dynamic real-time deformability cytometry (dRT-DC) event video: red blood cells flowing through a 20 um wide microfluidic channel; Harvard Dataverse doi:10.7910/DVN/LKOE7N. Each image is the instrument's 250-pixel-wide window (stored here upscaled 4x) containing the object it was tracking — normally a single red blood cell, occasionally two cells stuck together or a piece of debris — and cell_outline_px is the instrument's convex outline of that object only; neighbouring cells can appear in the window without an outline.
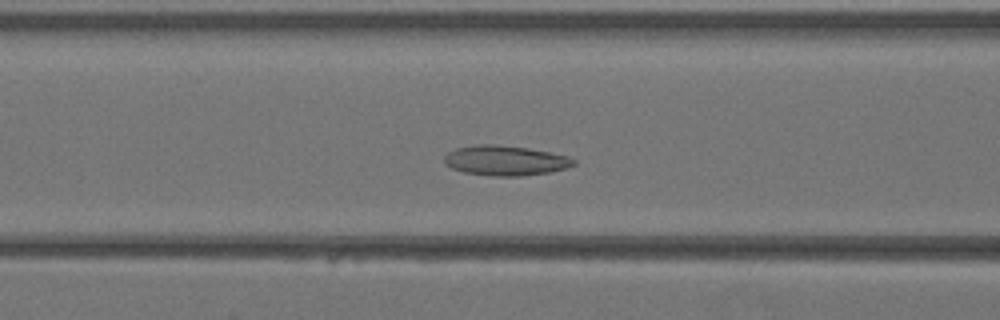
{"species": "Egyptian fruit bat (a non-hibernating species)", "species_latin": "Rousettus aegyptiacus", "temperature_condition": "warm", "stored_images_in_passage": 39, "camera_frame_rate_fps": 3000, "um_per_image_px": 0.085, "animal": {"sex": "female"}, "frame": {"image": 1, "passage_image": 15, "time_ms": 4.667, "image_size_px": [1000, 320], "cell_outline_px": [[576, 164], [564, 168], [548, 172], [520, 176], [492, 176], [464, 172], [452, 168], [444, 164], [444, 156], [448, 152], [456, 148], [476, 144], [492, 144], [528, 148], [568, 156], [576, 160]], "centroid_in_image_um": [42.92, 13.64], "position_along_channel_um": 123.7, "area_um2": 22.48}}
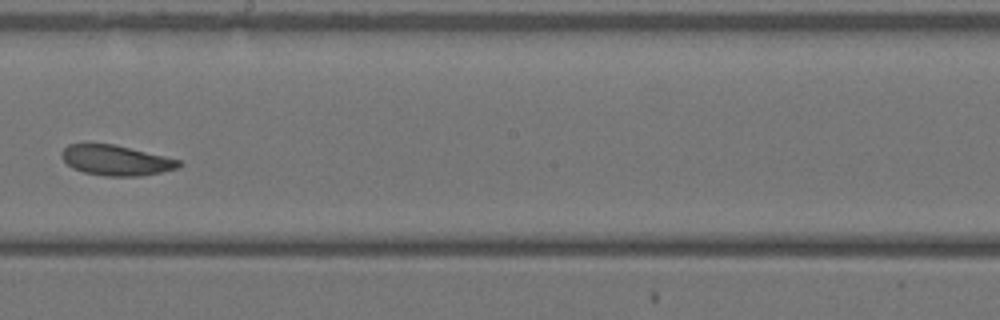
{"frame": {"image": 2, "passage_image": 22, "time_ms": 7.0, "image_size_px": [1000, 320], "cell_outline_px": [[184, 164], [180, 168], [140, 176], [104, 176], [84, 172], [72, 168], [60, 156], [60, 152], [68, 144], [112, 144], [164, 156], [180, 160]], "centroid_in_image_um": [9.86, 13.63], "position_along_channel_um": 238.3, "area_um2": 20.58}}
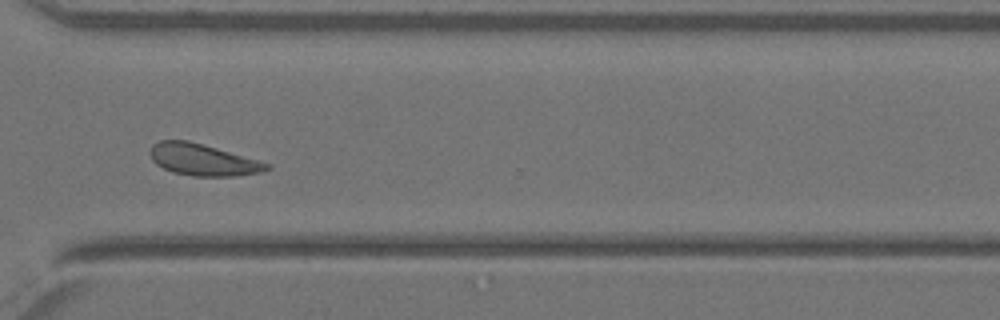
{"frame": {"image": 3, "passage_image": 29, "time_ms": 9.333, "image_size_px": [1000, 320], "cell_outline_px": [[272, 168], [260, 172], [236, 176], [192, 176], [172, 172], [156, 164], [152, 160], [148, 152], [152, 144], [160, 140], [188, 140], [272, 164]], "centroid_in_image_um": [17.22, 13.58], "position_along_channel_um": 353.4, "area_um2": 21.56}}